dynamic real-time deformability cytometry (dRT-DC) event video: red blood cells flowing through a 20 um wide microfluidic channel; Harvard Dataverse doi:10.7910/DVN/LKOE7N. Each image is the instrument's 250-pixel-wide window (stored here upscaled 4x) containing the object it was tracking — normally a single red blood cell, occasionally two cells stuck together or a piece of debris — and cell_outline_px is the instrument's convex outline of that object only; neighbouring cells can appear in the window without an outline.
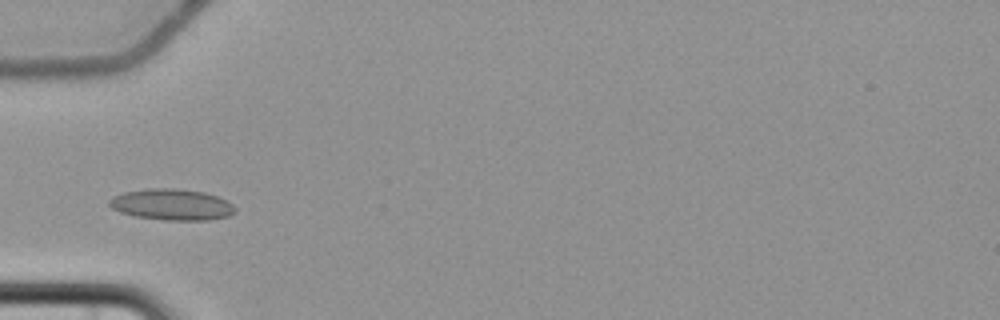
{"species": "common noctule bat (a hibernating species)", "species_latin": "Nyctalus noctula", "temperature_condition": "cold", "stored_images_in_passage": 4, "camera_frame_rate_fps": 3000, "um_per_image_px": 0.085, "animal": {"sex": "female", "body_mass_g": 22.7, "forearm_length_mm": 54.2}, "frame": {"image": 1, "passage_image": 2, "time_ms": 2.333, "image_size_px": [1000, 320], "cell_outline_px": [[236, 212], [228, 216], [208, 220], [168, 220], [136, 216], [120, 212], [112, 208], [108, 204], [108, 200], [112, 196], [124, 192], [148, 188], [176, 188], [204, 192], [216, 196], [232, 204], [236, 208]], "centroid_in_image_um": [14.58, 17.38], "position_along_channel_um": 70.4, "area_um2": 22.83}}
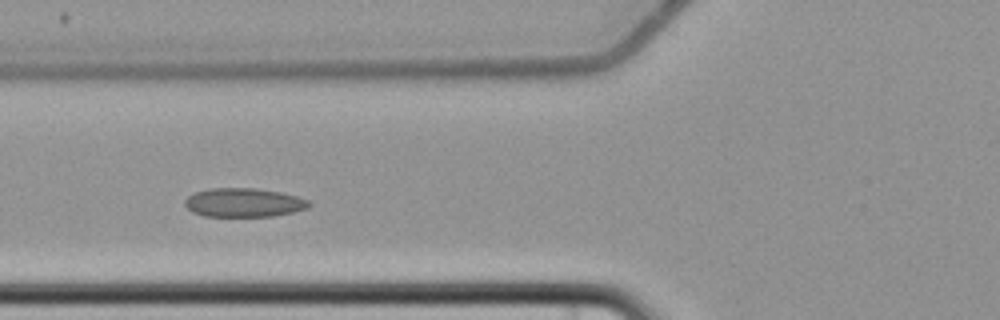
{"frame": {"image": 2, "passage_image": 3, "time_ms": 3.333, "image_size_px": [1000, 320], "cell_outline_px": [[312, 204], [308, 208], [292, 212], [272, 216], [204, 216], [192, 212], [184, 204], [184, 200], [188, 196], [196, 192], [208, 188], [252, 188], [280, 192], [296, 196], [308, 200]], "centroid_in_image_um": [20.7, 17.22], "position_along_channel_um": 105.1, "area_um2": 20.81}}
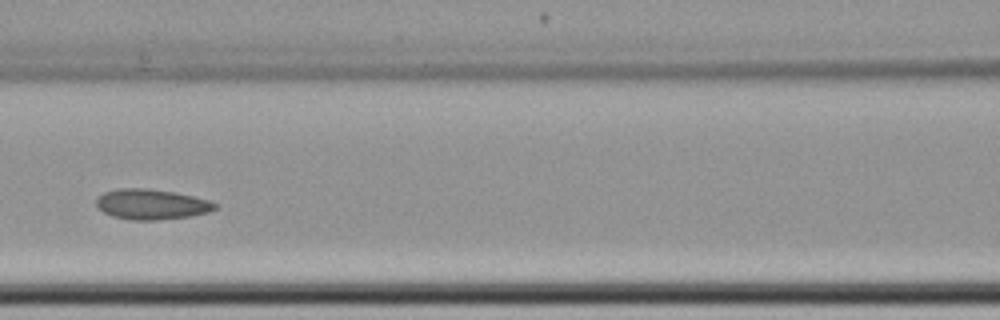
{"frame": {"image": 3, "passage_image": 4, "time_ms": 4.667, "image_size_px": [1000, 320], "cell_outline_px": [[216, 208], [208, 212], [188, 216], [160, 220], [132, 220], [112, 216], [104, 212], [96, 204], [96, 196], [104, 192], [120, 188], [144, 188], [176, 192], [208, 200], [216, 204]], "centroid_in_image_um": [12.84, 17.36], "position_along_channel_um": 153.8, "area_um2": 20.87}}